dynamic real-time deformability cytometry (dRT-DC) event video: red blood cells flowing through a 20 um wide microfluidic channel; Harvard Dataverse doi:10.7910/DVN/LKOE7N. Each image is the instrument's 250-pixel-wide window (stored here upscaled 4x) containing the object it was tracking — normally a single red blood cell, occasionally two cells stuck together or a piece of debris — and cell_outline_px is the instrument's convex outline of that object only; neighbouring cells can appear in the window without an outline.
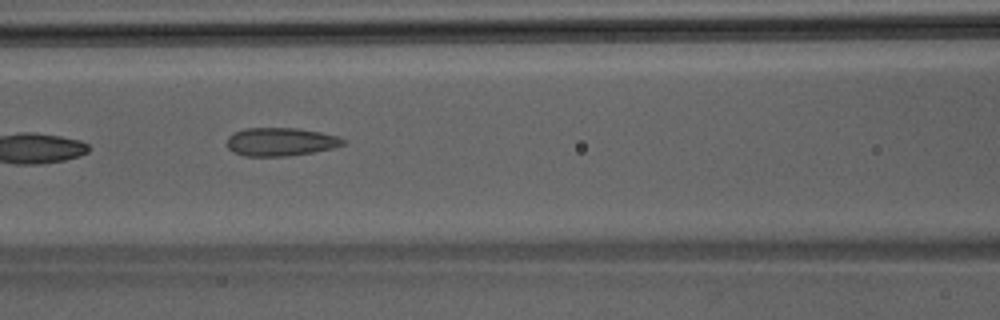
{"species": "Egyptian fruit bat (a non-hibernating species)", "species_latin": "Rousettus aegyptiacus", "temperature_condition": "room temperature", "stored_images_in_passage": 7, "camera_frame_rate_fps": 3000, "um_per_image_px": 0.085, "animal": {"sex": "male"}, "frame": {"image": 1, "passage_image": 6, "time_ms": 1.667, "image_size_px": [1000, 320], "cell_outline_px": [[344, 144], [332, 148], [312, 152], [288, 156], [244, 156], [232, 152], [228, 148], [228, 136], [244, 128], [296, 128], [320, 132], [336, 136], [344, 140]], "centroid_in_image_um": [23.81, 12.06], "position_along_channel_um": 142.8, "area_um2": 18.96}}